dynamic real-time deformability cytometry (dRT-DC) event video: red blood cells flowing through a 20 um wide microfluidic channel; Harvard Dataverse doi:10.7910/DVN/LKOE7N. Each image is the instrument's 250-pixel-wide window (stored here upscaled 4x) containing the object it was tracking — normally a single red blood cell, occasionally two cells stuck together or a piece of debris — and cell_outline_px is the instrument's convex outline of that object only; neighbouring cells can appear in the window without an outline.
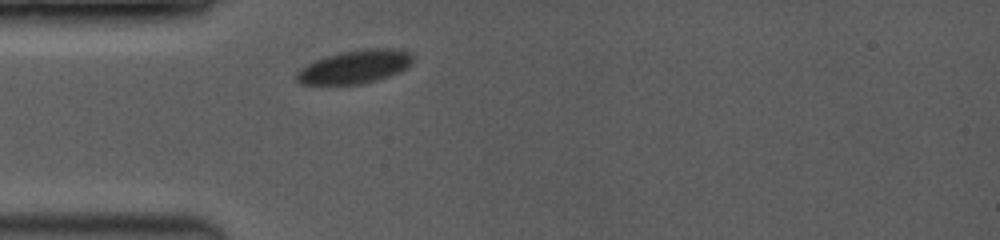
{"species": "common noctule bat (a hibernating species)", "species_latin": "Nyctalus noctula", "temperature_condition": "room temperature", "stored_images_in_passage": 3, "camera_frame_rate_fps": 3500, "um_per_image_px": 0.085, "animal": {"sex": "female", "body_mass_g": 19.0, "forearm_length_mm": 53.3}, "frame": {"image": 1, "passage_image": 1, "time_ms": 0.0, "image_size_px": [1000, 240], "cell_outline_px": [[412, 64], [388, 76], [376, 80], [360, 84], [300, 84], [296, 80], [296, 72], [300, 68], [324, 56], [340, 52], [360, 48], [396, 48], [408, 52], [412, 56]], "centroid_in_image_um": [30.13, 5.66], "position_along_channel_um": 54.9, "area_um2": 22.54}}